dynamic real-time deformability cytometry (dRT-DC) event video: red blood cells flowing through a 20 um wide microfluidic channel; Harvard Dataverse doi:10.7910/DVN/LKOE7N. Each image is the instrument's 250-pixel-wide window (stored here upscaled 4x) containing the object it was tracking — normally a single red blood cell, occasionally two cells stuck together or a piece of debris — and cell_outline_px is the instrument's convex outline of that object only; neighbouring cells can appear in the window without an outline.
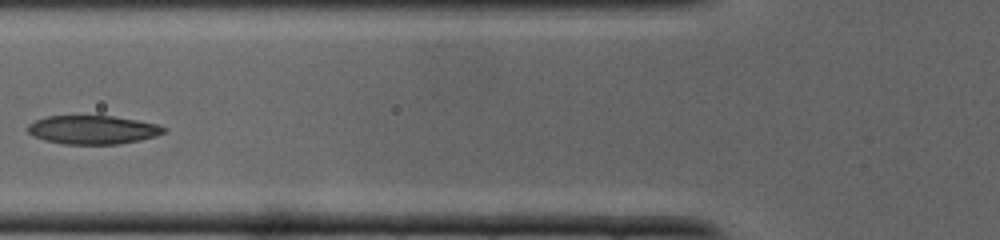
{"species": "common noctule bat (a hibernating species)", "species_latin": "Nyctalus noctula", "temperature_condition": "cold", "stored_images_in_passage": 32, "camera_frame_rate_fps": 3000, "um_per_image_px": 0.085, "animal": {"sex": "male", "body_mass_g": 19.0, "forearm_length_mm": 50.8}, "frame": {"image": 1, "passage_image": 12, "time_ms": 3.667, "image_size_px": [1000, 240], "cell_outline_px": [[168, 128], [164, 132], [156, 136], [140, 140], [116, 144], [64, 144], [44, 140], [32, 136], [28, 132], [28, 124], [36, 120], [48, 116], [112, 116], [136, 120], [156, 124]], "centroid_in_image_um": [7.87, 11.03], "position_along_channel_um": 117.9, "area_um2": 22.6}}
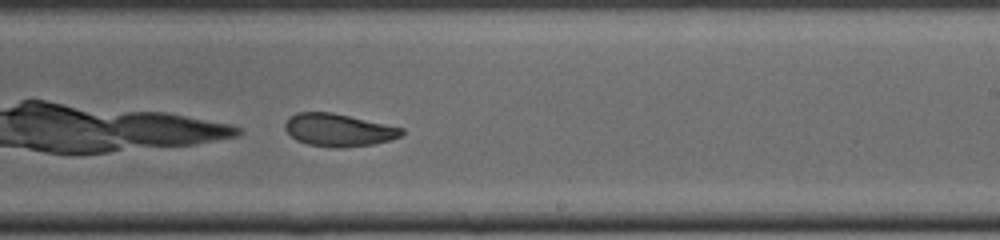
{"frame": {"image": 2, "passage_image": 20, "time_ms": 6.333, "image_size_px": [1000, 240], "cell_outline_px": [[404, 136], [372, 144], [340, 148], [328, 148], [308, 144], [296, 140], [284, 128], [284, 124], [288, 116], [296, 112], [332, 112], [404, 128]], "centroid_in_image_um": [28.76, 11.05], "position_along_channel_um": 260.2, "area_um2": 22.37}}
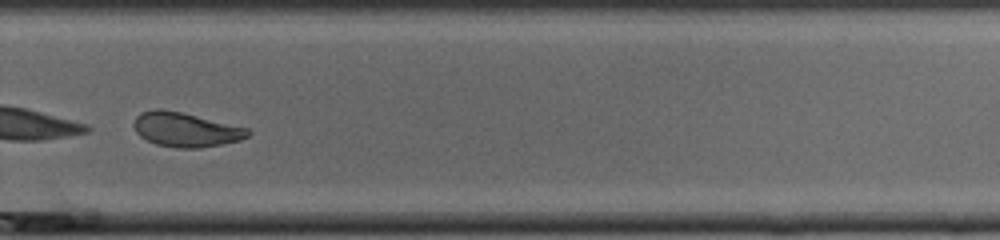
{"frame": {"image": 3, "passage_image": 23, "time_ms": 7.333, "image_size_px": [1000, 240], "cell_outline_px": [[252, 132], [248, 136], [240, 140], [224, 144], [200, 148], [176, 148], [156, 144], [140, 136], [136, 132], [132, 124], [136, 116], [140, 112], [156, 108], [160, 108], [180, 112], [248, 128]], "centroid_in_image_um": [15.76, 11.02], "position_along_channel_um": 314.0, "area_um2": 22.89}}